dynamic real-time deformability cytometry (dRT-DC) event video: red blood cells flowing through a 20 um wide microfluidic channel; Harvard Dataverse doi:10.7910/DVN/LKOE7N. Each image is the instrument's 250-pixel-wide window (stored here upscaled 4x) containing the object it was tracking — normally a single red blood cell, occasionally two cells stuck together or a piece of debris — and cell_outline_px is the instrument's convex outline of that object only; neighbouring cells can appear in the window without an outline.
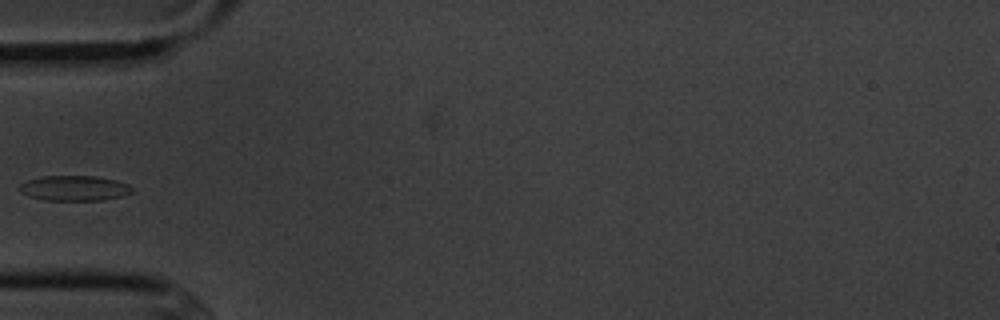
{"species": "common noctule bat (a hibernating species)", "species_latin": "Nyctalus noctula", "temperature_condition": "cold", "stored_images_in_passage": 4, "camera_frame_rate_fps": 3000, "um_per_image_px": 0.085, "animal": {"sex": "male", "body_mass_g": 20.1, "forearm_length_mm": 53.5}, "frame": {"image": 1, "passage_image": 4, "time_ms": 3.667, "image_size_px": [1000, 320], "cell_outline_px": [[136, 188], [132, 192], [124, 196], [104, 200], [44, 200], [28, 196], [20, 192], [20, 184], [28, 180], [44, 176], [92, 176], [116, 180], [128, 184]], "centroid_in_image_um": [6.37, 16.0], "position_along_channel_um": 78.6, "area_um2": 16.59}}